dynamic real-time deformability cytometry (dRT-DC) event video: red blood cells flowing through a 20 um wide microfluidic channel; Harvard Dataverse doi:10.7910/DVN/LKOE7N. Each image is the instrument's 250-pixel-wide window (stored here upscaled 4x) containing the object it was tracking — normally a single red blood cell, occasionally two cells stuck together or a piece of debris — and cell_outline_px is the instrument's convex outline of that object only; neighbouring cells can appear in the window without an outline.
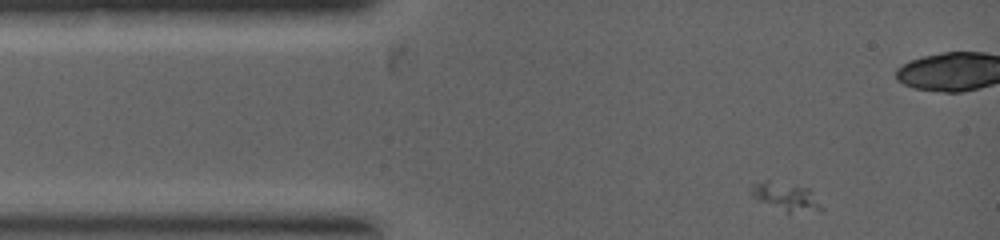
{"species": "common noctule bat (a hibernating species)", "species_latin": "Nyctalus noctula", "temperature_condition": "warm", "stored_images_in_passage": 4, "segment_of_instrument_passage": [1, 2], "camera_frame_rate_fps": 5000, "um_per_image_px": 0.085, "animal": {"sex": "female", "body_mass_g": 19.0, "forearm_length_mm": 53.3}, "frame": {"image": 1, "passage_image": 1, "time_ms": 0.0, "image_size_px": [1000, 240], "cell_outline_px": [[824, 208], [820, 212], [788, 216], [752, 196], [752, 184], [768, 180], [808, 188]], "centroid_in_image_um": [66.87, 16.82], "position_along_channel_um": 18.1, "area_um2": 12.02}}